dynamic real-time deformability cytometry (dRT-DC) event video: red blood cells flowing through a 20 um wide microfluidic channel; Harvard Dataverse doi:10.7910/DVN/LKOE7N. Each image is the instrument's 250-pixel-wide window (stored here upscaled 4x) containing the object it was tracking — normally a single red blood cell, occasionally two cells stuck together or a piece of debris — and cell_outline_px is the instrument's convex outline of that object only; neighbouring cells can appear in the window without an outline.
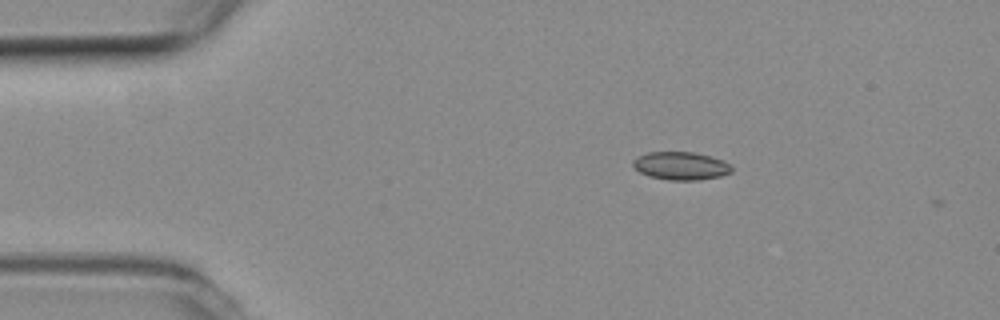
{"species": "common noctule bat (a hibernating species)", "species_latin": "Nyctalus noctula", "temperature_condition": "room temperature", "stored_images_in_passage": 2, "camera_frame_rate_fps": 3000, "um_per_image_px": 0.085, "animal": {"sex": "female", "body_mass_g": 19.3, "forearm_length_mm": 54.1}, "frame": {"image": 1, "passage_image": 1, "time_ms": 0.0, "image_size_px": [1000, 320], "cell_outline_px": [[732, 172], [720, 176], [700, 180], [668, 180], [648, 176], [640, 172], [632, 164], [632, 160], [636, 156], [648, 152], [696, 152], [724, 160], [732, 168]], "centroid_in_image_um": [57.86, 14.09], "position_along_channel_um": 27.1, "area_um2": 16.24}}